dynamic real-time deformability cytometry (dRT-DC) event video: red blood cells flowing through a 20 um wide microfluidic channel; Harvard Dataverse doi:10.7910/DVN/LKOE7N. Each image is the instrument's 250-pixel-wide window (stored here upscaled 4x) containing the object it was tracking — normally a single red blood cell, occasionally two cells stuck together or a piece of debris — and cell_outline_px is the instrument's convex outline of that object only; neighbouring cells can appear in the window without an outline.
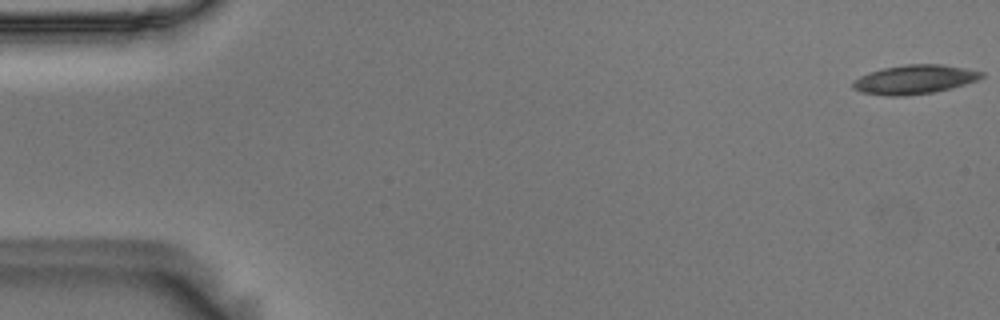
{"species": "Egyptian fruit bat (a non-hibernating species)", "species_latin": "Rousettus aegyptiacus", "temperature_condition": "room temperature", "stored_images_in_passage": 55, "camera_frame_rate_fps": 3000, "um_per_image_px": 0.085, "animal": {"sex": "male"}, "frame": {"image": 1, "passage_image": 1, "time_ms": 0.0, "image_size_px": [1000, 320], "cell_outline_px": [[984, 76], [976, 80], [964, 84], [932, 92], [904, 96], [888, 96], [864, 92], [852, 88], [852, 84], [860, 76], [868, 72], [884, 68], [904, 64], [944, 64], [984, 72]], "centroid_in_image_um": [77.73, 6.74], "position_along_channel_um": 7.3, "area_um2": 21.5}}
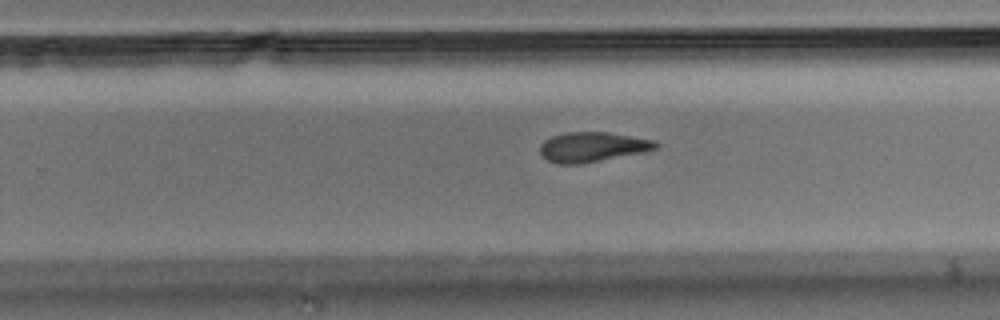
{"frame": {"image": 2, "passage_image": 35, "time_ms": 11.333, "image_size_px": [1000, 320], "cell_outline_px": [[660, 144], [656, 148], [648, 152], [580, 164], [560, 164], [548, 160], [540, 152], [540, 144], [544, 140], [552, 136], [564, 132], [608, 132], [656, 140]], "centroid_in_image_um": [50.41, 12.49], "position_along_channel_um": 279.4, "area_um2": 20.35}}
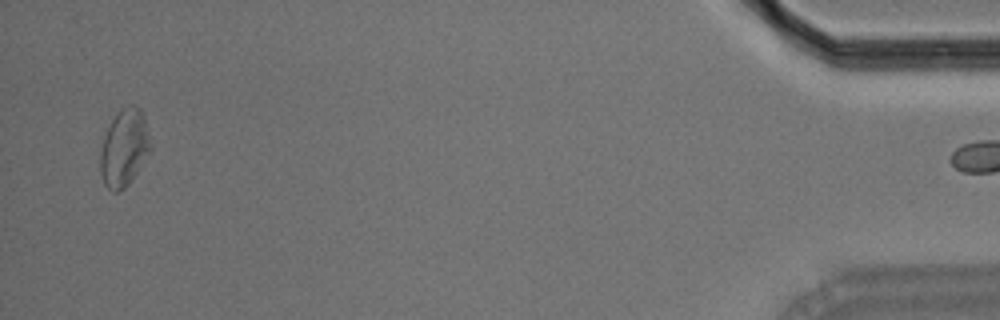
{"frame": {"image": 3, "passage_image": 54, "time_ms": 17.667, "image_size_px": [1000, 320], "cell_outline_px": [[152, 148], [128, 184], [120, 192], [112, 192], [104, 184], [100, 172], [100, 152], [104, 136], [112, 120], [124, 108], [132, 104], [140, 108], [144, 116], [152, 144]], "centroid_in_image_um": [10.56, 12.59], "position_along_channel_um": 424.6, "area_um2": 22.31}}